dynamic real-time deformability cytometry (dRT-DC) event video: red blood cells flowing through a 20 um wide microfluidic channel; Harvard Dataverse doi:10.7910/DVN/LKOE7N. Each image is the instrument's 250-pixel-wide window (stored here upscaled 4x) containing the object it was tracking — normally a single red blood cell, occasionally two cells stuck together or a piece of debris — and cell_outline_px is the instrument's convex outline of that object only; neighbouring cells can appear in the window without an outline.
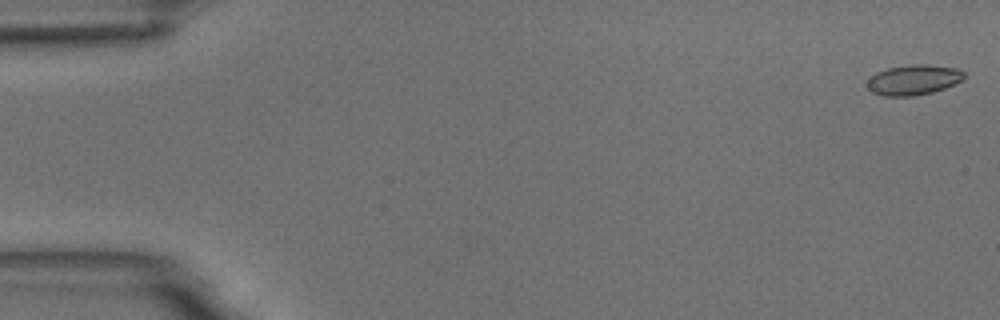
{"species": "common noctule bat (a hibernating species)", "species_latin": "Nyctalus noctula", "temperature_condition": "room temperature", "stored_images_in_passage": 6, "camera_frame_rate_fps": 3000, "um_per_image_px": 0.085, "animal": {"sex": "male", "body_mass_g": 18.8}, "frame": {"image": 1, "passage_image": 1, "time_ms": 0.0, "image_size_px": [1000, 320], "cell_outline_px": [[964, 76], [960, 80], [944, 88], [932, 92], [912, 96], [884, 96], [872, 92], [868, 88], [868, 80], [876, 72], [888, 68], [908, 64], [928, 64], [956, 68], [964, 72]], "centroid_in_image_um": [77.62, 6.78], "position_along_channel_um": 7.4, "area_um2": 16.88}}
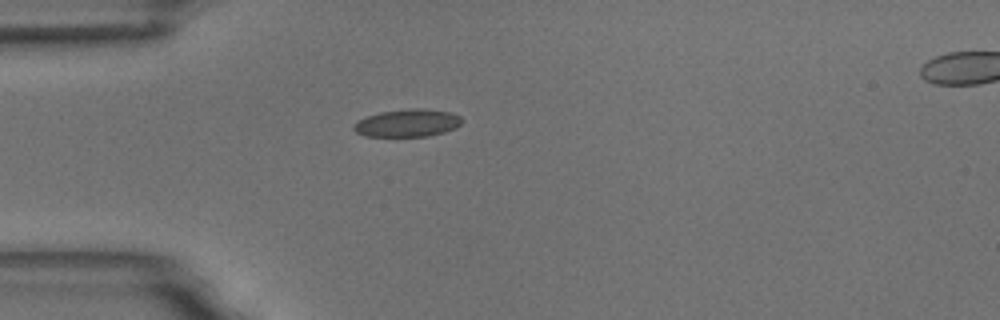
{"frame": {"image": 2, "passage_image": 5, "time_ms": 4.667, "image_size_px": [1000, 320], "cell_outline_px": [[464, 120], [456, 128], [444, 132], [428, 136], [364, 136], [356, 132], [352, 128], [352, 124], [368, 116], [380, 112], [408, 108], [424, 108], [452, 112], [460, 116]], "centroid_in_image_um": [34.66, 10.45], "position_along_channel_um": 50.3, "area_um2": 17.57}}